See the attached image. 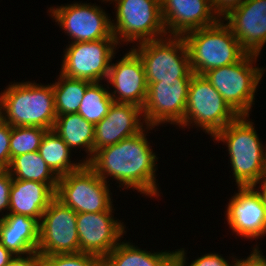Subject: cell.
Returning <instances> with one entry per match:
<instances>
[{
    "instance_id": "6da1fadb",
    "label": "cell",
    "mask_w": 266,
    "mask_h": 266,
    "mask_svg": "<svg viewBox=\"0 0 266 266\" xmlns=\"http://www.w3.org/2000/svg\"><path fill=\"white\" fill-rule=\"evenodd\" d=\"M145 127L134 136L98 150L87 164L107 183L108 177H112L118 181V187L158 198L160 191L155 176L158 158L146 138V132L155 127Z\"/></svg>"
},
{
    "instance_id": "7a4b0ae2",
    "label": "cell",
    "mask_w": 266,
    "mask_h": 266,
    "mask_svg": "<svg viewBox=\"0 0 266 266\" xmlns=\"http://www.w3.org/2000/svg\"><path fill=\"white\" fill-rule=\"evenodd\" d=\"M10 84L0 93V118L11 127L53 129L57 117L53 84Z\"/></svg>"
},
{
    "instance_id": "3957f363",
    "label": "cell",
    "mask_w": 266,
    "mask_h": 266,
    "mask_svg": "<svg viewBox=\"0 0 266 266\" xmlns=\"http://www.w3.org/2000/svg\"><path fill=\"white\" fill-rule=\"evenodd\" d=\"M249 116H239L214 137L225 142L232 175L238 187L253 186L266 176V147L262 145Z\"/></svg>"
},
{
    "instance_id": "277c9868",
    "label": "cell",
    "mask_w": 266,
    "mask_h": 266,
    "mask_svg": "<svg viewBox=\"0 0 266 266\" xmlns=\"http://www.w3.org/2000/svg\"><path fill=\"white\" fill-rule=\"evenodd\" d=\"M182 37L188 50L191 71L196 75L232 65L247 54L222 19L214 25L190 31Z\"/></svg>"
},
{
    "instance_id": "5b68a950",
    "label": "cell",
    "mask_w": 266,
    "mask_h": 266,
    "mask_svg": "<svg viewBox=\"0 0 266 266\" xmlns=\"http://www.w3.org/2000/svg\"><path fill=\"white\" fill-rule=\"evenodd\" d=\"M257 58L258 55L247 53L240 61L203 75L239 116L250 115L255 92L265 72V68L254 65Z\"/></svg>"
},
{
    "instance_id": "8992f818",
    "label": "cell",
    "mask_w": 266,
    "mask_h": 266,
    "mask_svg": "<svg viewBox=\"0 0 266 266\" xmlns=\"http://www.w3.org/2000/svg\"><path fill=\"white\" fill-rule=\"evenodd\" d=\"M239 115L203 76L193 74L188 88L184 120L178 127H200L213 138Z\"/></svg>"
},
{
    "instance_id": "52a82bcc",
    "label": "cell",
    "mask_w": 266,
    "mask_h": 266,
    "mask_svg": "<svg viewBox=\"0 0 266 266\" xmlns=\"http://www.w3.org/2000/svg\"><path fill=\"white\" fill-rule=\"evenodd\" d=\"M109 2H115L116 22L112 20L111 26L118 44L135 43V41L137 42L135 44H138L168 36L162 18L160 0H109Z\"/></svg>"
},
{
    "instance_id": "ba28073f",
    "label": "cell",
    "mask_w": 266,
    "mask_h": 266,
    "mask_svg": "<svg viewBox=\"0 0 266 266\" xmlns=\"http://www.w3.org/2000/svg\"><path fill=\"white\" fill-rule=\"evenodd\" d=\"M130 49L141 58L147 83L191 78L194 74L182 36H166L145 41Z\"/></svg>"
},
{
    "instance_id": "9c48e42d",
    "label": "cell",
    "mask_w": 266,
    "mask_h": 266,
    "mask_svg": "<svg viewBox=\"0 0 266 266\" xmlns=\"http://www.w3.org/2000/svg\"><path fill=\"white\" fill-rule=\"evenodd\" d=\"M109 186L84 163L78 170L59 177L56 198L77 214L103 212L114 207Z\"/></svg>"
},
{
    "instance_id": "30bf717a",
    "label": "cell",
    "mask_w": 266,
    "mask_h": 266,
    "mask_svg": "<svg viewBox=\"0 0 266 266\" xmlns=\"http://www.w3.org/2000/svg\"><path fill=\"white\" fill-rule=\"evenodd\" d=\"M118 45L115 39L71 42L63 52L60 73L90 82L106 81Z\"/></svg>"
},
{
    "instance_id": "8fae6325",
    "label": "cell",
    "mask_w": 266,
    "mask_h": 266,
    "mask_svg": "<svg viewBox=\"0 0 266 266\" xmlns=\"http://www.w3.org/2000/svg\"><path fill=\"white\" fill-rule=\"evenodd\" d=\"M49 9L48 13L60 28L65 30L69 38L71 37V42L115 39L111 18L98 5L74 2Z\"/></svg>"
},
{
    "instance_id": "7c38bea8",
    "label": "cell",
    "mask_w": 266,
    "mask_h": 266,
    "mask_svg": "<svg viewBox=\"0 0 266 266\" xmlns=\"http://www.w3.org/2000/svg\"><path fill=\"white\" fill-rule=\"evenodd\" d=\"M37 252L40 256L79 253L77 213L56 197L41 217Z\"/></svg>"
},
{
    "instance_id": "4fadbf2b",
    "label": "cell",
    "mask_w": 266,
    "mask_h": 266,
    "mask_svg": "<svg viewBox=\"0 0 266 266\" xmlns=\"http://www.w3.org/2000/svg\"><path fill=\"white\" fill-rule=\"evenodd\" d=\"M190 81L191 78H176L147 83V97L142 108L145 125H179L184 120Z\"/></svg>"
},
{
    "instance_id": "5bb4252c",
    "label": "cell",
    "mask_w": 266,
    "mask_h": 266,
    "mask_svg": "<svg viewBox=\"0 0 266 266\" xmlns=\"http://www.w3.org/2000/svg\"><path fill=\"white\" fill-rule=\"evenodd\" d=\"M112 213L111 206L103 212L77 214L79 252L104 258L121 242L126 227Z\"/></svg>"
},
{
    "instance_id": "9a60e30c",
    "label": "cell",
    "mask_w": 266,
    "mask_h": 266,
    "mask_svg": "<svg viewBox=\"0 0 266 266\" xmlns=\"http://www.w3.org/2000/svg\"><path fill=\"white\" fill-rule=\"evenodd\" d=\"M229 199L225 217L232 232L245 239H258L266 234V211L261 196L252 187H237Z\"/></svg>"
},
{
    "instance_id": "2e32d148",
    "label": "cell",
    "mask_w": 266,
    "mask_h": 266,
    "mask_svg": "<svg viewBox=\"0 0 266 266\" xmlns=\"http://www.w3.org/2000/svg\"><path fill=\"white\" fill-rule=\"evenodd\" d=\"M113 91L109 92L116 103H132L143 108L148 85L141 58L131 49L117 63H111L107 84Z\"/></svg>"
},
{
    "instance_id": "e0dca14e",
    "label": "cell",
    "mask_w": 266,
    "mask_h": 266,
    "mask_svg": "<svg viewBox=\"0 0 266 266\" xmlns=\"http://www.w3.org/2000/svg\"><path fill=\"white\" fill-rule=\"evenodd\" d=\"M222 20L247 53L260 55L266 44V0H245Z\"/></svg>"
},
{
    "instance_id": "ac0fdd59",
    "label": "cell",
    "mask_w": 266,
    "mask_h": 266,
    "mask_svg": "<svg viewBox=\"0 0 266 266\" xmlns=\"http://www.w3.org/2000/svg\"><path fill=\"white\" fill-rule=\"evenodd\" d=\"M162 18L168 36L186 33L216 24L211 0H160Z\"/></svg>"
},
{
    "instance_id": "d6986e66",
    "label": "cell",
    "mask_w": 266,
    "mask_h": 266,
    "mask_svg": "<svg viewBox=\"0 0 266 266\" xmlns=\"http://www.w3.org/2000/svg\"><path fill=\"white\" fill-rule=\"evenodd\" d=\"M141 117L144 116L140 106L113 102L107 115L95 125L94 154L141 132L145 124Z\"/></svg>"
},
{
    "instance_id": "ffe728a7",
    "label": "cell",
    "mask_w": 266,
    "mask_h": 266,
    "mask_svg": "<svg viewBox=\"0 0 266 266\" xmlns=\"http://www.w3.org/2000/svg\"><path fill=\"white\" fill-rule=\"evenodd\" d=\"M56 197V192L45 183L12 178L10 188L9 212L26 215L39 222L50 202Z\"/></svg>"
},
{
    "instance_id": "44dd1931",
    "label": "cell",
    "mask_w": 266,
    "mask_h": 266,
    "mask_svg": "<svg viewBox=\"0 0 266 266\" xmlns=\"http://www.w3.org/2000/svg\"><path fill=\"white\" fill-rule=\"evenodd\" d=\"M0 220V243L14 255L37 251L40 222L26 215L8 213Z\"/></svg>"
},
{
    "instance_id": "7402d4cb",
    "label": "cell",
    "mask_w": 266,
    "mask_h": 266,
    "mask_svg": "<svg viewBox=\"0 0 266 266\" xmlns=\"http://www.w3.org/2000/svg\"><path fill=\"white\" fill-rule=\"evenodd\" d=\"M72 150L81 148L87 154L84 163H88L94 156L95 126L86 121L78 113L63 114L56 117L52 129Z\"/></svg>"
},
{
    "instance_id": "603a6c76",
    "label": "cell",
    "mask_w": 266,
    "mask_h": 266,
    "mask_svg": "<svg viewBox=\"0 0 266 266\" xmlns=\"http://www.w3.org/2000/svg\"><path fill=\"white\" fill-rule=\"evenodd\" d=\"M103 266H175V252L151 253L122 241L103 258Z\"/></svg>"
},
{
    "instance_id": "cb8c5ba5",
    "label": "cell",
    "mask_w": 266,
    "mask_h": 266,
    "mask_svg": "<svg viewBox=\"0 0 266 266\" xmlns=\"http://www.w3.org/2000/svg\"><path fill=\"white\" fill-rule=\"evenodd\" d=\"M38 152L58 178L78 170L84 164L82 160L77 163L71 161V149L52 129L43 135Z\"/></svg>"
},
{
    "instance_id": "d4e9b609",
    "label": "cell",
    "mask_w": 266,
    "mask_h": 266,
    "mask_svg": "<svg viewBox=\"0 0 266 266\" xmlns=\"http://www.w3.org/2000/svg\"><path fill=\"white\" fill-rule=\"evenodd\" d=\"M14 179L48 184L55 192L58 177L48 167L38 151L15 156L7 169Z\"/></svg>"
},
{
    "instance_id": "484cf974",
    "label": "cell",
    "mask_w": 266,
    "mask_h": 266,
    "mask_svg": "<svg viewBox=\"0 0 266 266\" xmlns=\"http://www.w3.org/2000/svg\"><path fill=\"white\" fill-rule=\"evenodd\" d=\"M53 83L54 102L57 116L77 113L87 87L92 83L58 75Z\"/></svg>"
},
{
    "instance_id": "4316f807",
    "label": "cell",
    "mask_w": 266,
    "mask_h": 266,
    "mask_svg": "<svg viewBox=\"0 0 266 266\" xmlns=\"http://www.w3.org/2000/svg\"><path fill=\"white\" fill-rule=\"evenodd\" d=\"M109 92L101 82H92L84 93L77 113L95 126L107 115L114 102Z\"/></svg>"
},
{
    "instance_id": "83f0119b",
    "label": "cell",
    "mask_w": 266,
    "mask_h": 266,
    "mask_svg": "<svg viewBox=\"0 0 266 266\" xmlns=\"http://www.w3.org/2000/svg\"><path fill=\"white\" fill-rule=\"evenodd\" d=\"M46 131L42 127H11L10 162L15 156L38 151Z\"/></svg>"
},
{
    "instance_id": "f1b7e54d",
    "label": "cell",
    "mask_w": 266,
    "mask_h": 266,
    "mask_svg": "<svg viewBox=\"0 0 266 266\" xmlns=\"http://www.w3.org/2000/svg\"><path fill=\"white\" fill-rule=\"evenodd\" d=\"M40 266H103V258L88 254H56L40 256Z\"/></svg>"
},
{
    "instance_id": "f546056e",
    "label": "cell",
    "mask_w": 266,
    "mask_h": 266,
    "mask_svg": "<svg viewBox=\"0 0 266 266\" xmlns=\"http://www.w3.org/2000/svg\"><path fill=\"white\" fill-rule=\"evenodd\" d=\"M186 250L184 248L175 251V266H187ZM188 266H232L228 260L218 253H207L193 260Z\"/></svg>"
},
{
    "instance_id": "4dcf8cb0",
    "label": "cell",
    "mask_w": 266,
    "mask_h": 266,
    "mask_svg": "<svg viewBox=\"0 0 266 266\" xmlns=\"http://www.w3.org/2000/svg\"><path fill=\"white\" fill-rule=\"evenodd\" d=\"M11 126L0 118V169L7 170L10 165Z\"/></svg>"
},
{
    "instance_id": "1f68e13d",
    "label": "cell",
    "mask_w": 266,
    "mask_h": 266,
    "mask_svg": "<svg viewBox=\"0 0 266 266\" xmlns=\"http://www.w3.org/2000/svg\"><path fill=\"white\" fill-rule=\"evenodd\" d=\"M12 185V177L7 170L0 171V212L9 211L10 188ZM3 217H0L2 220Z\"/></svg>"
},
{
    "instance_id": "d6a6232c",
    "label": "cell",
    "mask_w": 266,
    "mask_h": 266,
    "mask_svg": "<svg viewBox=\"0 0 266 266\" xmlns=\"http://www.w3.org/2000/svg\"><path fill=\"white\" fill-rule=\"evenodd\" d=\"M252 250L246 259H234L233 257L232 266H266V257L262 255L263 253L259 250L257 244Z\"/></svg>"
},
{
    "instance_id": "836d02e7",
    "label": "cell",
    "mask_w": 266,
    "mask_h": 266,
    "mask_svg": "<svg viewBox=\"0 0 266 266\" xmlns=\"http://www.w3.org/2000/svg\"><path fill=\"white\" fill-rule=\"evenodd\" d=\"M245 0H211L214 13L222 19L238 8Z\"/></svg>"
},
{
    "instance_id": "e575fe53",
    "label": "cell",
    "mask_w": 266,
    "mask_h": 266,
    "mask_svg": "<svg viewBox=\"0 0 266 266\" xmlns=\"http://www.w3.org/2000/svg\"><path fill=\"white\" fill-rule=\"evenodd\" d=\"M6 266H40V255L37 251L24 255H15Z\"/></svg>"
},
{
    "instance_id": "d590c367",
    "label": "cell",
    "mask_w": 266,
    "mask_h": 266,
    "mask_svg": "<svg viewBox=\"0 0 266 266\" xmlns=\"http://www.w3.org/2000/svg\"><path fill=\"white\" fill-rule=\"evenodd\" d=\"M15 255L0 243V266H6Z\"/></svg>"
},
{
    "instance_id": "8d00e7d4",
    "label": "cell",
    "mask_w": 266,
    "mask_h": 266,
    "mask_svg": "<svg viewBox=\"0 0 266 266\" xmlns=\"http://www.w3.org/2000/svg\"><path fill=\"white\" fill-rule=\"evenodd\" d=\"M258 184L259 186L256 188ZM252 187L261 196V199H262L263 205L265 206V211H266V176L258 183H255Z\"/></svg>"
}]
</instances>
